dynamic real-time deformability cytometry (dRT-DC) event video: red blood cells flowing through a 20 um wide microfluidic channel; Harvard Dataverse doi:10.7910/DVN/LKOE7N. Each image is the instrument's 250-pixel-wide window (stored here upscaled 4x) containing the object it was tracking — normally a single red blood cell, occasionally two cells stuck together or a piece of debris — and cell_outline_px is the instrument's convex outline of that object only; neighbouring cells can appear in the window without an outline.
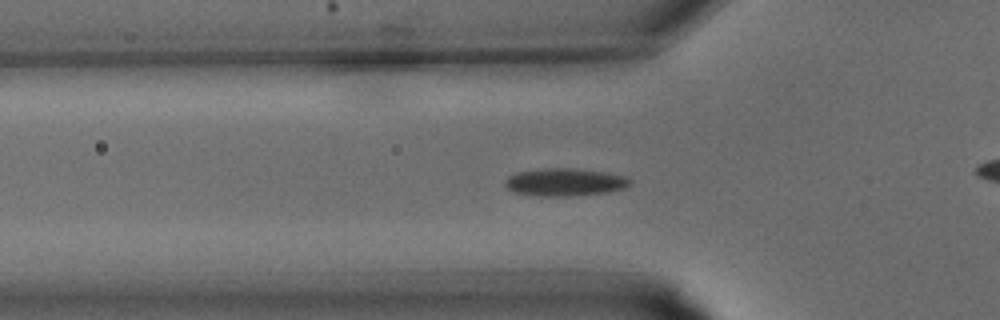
{"species": "common noctule bat (a hibernating species)", "species_latin": "Nyctalus noctula", "temperature_condition": "warm", "stored_images_in_passage": 29, "camera_frame_rate_fps": 3000, "um_per_image_px": 0.085, "animal": {"sex": "male", "body_mass_g": 15.6}, "frame": {"image": 1, "passage_image": 9, "time_ms": 2.667, "image_size_px": [1000, 320], "cell_outline_px": [[632, 184], [624, 188], [604, 192], [568, 196], [544, 196], [512, 192], [504, 184], [504, 180], [508, 176], [516, 172], [544, 168], [572, 168], [604, 172], [628, 176], [632, 180]], "centroid_in_image_um": [48.0, 15.47], "position_along_channel_um": 77.8, "area_um2": 20.17}}
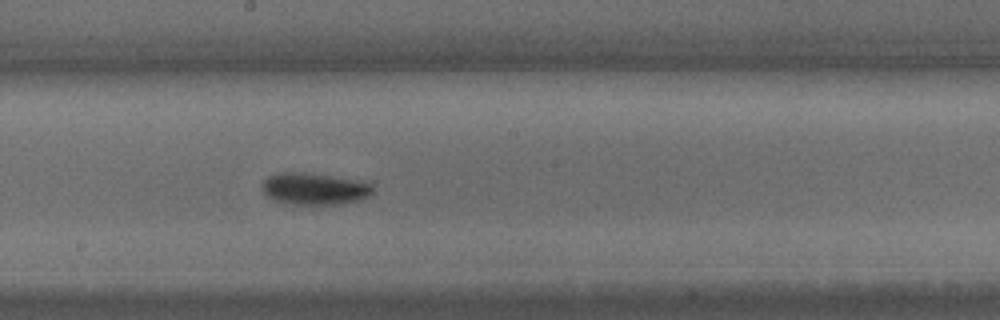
{"frame": {"image": 2, "passage_image": 16, "time_ms": 5.0, "image_size_px": [1000, 320], "cell_outline_px": [[372, 192], [368, 196], [360, 200], [336, 204], [292, 204], [276, 200], [268, 196], [260, 188], [260, 184], [268, 176], [276, 172], [304, 172], [356, 180], [372, 184]], "centroid_in_image_um": [26.67, 16.03], "position_along_channel_um": 221.5, "area_um2": 20.4}}
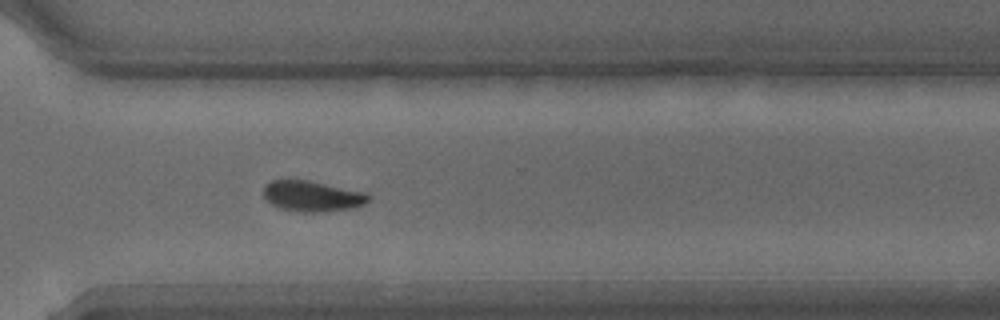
{"frame": {"image": 3, "passage_image": 22, "time_ms": 7.0, "image_size_px": [1000, 320], "cell_outline_px": [[372, 196], [364, 204], [352, 208], [324, 212], [300, 212], [280, 208], [272, 204], [264, 196], [264, 184], [272, 180], [308, 180], [368, 192]], "centroid_in_image_um": [26.58, 16.67], "position_along_channel_um": 344.0, "area_um2": 18.9}}